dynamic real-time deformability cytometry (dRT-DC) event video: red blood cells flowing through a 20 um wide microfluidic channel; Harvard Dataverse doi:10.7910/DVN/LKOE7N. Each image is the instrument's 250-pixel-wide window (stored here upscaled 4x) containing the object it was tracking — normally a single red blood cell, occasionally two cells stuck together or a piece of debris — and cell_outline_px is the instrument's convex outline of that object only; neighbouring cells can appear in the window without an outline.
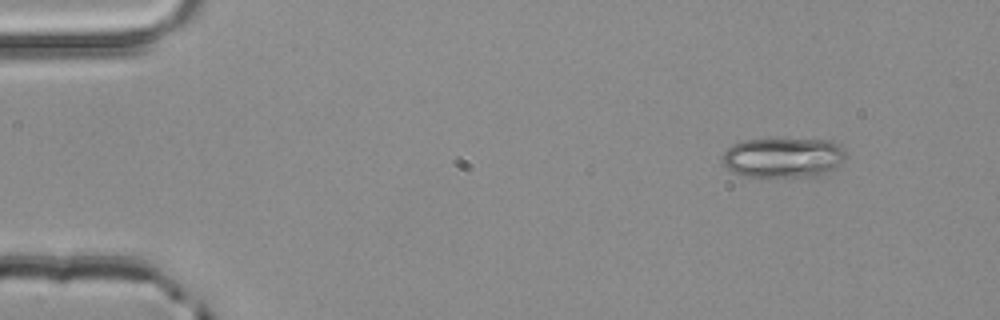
{"species": "common noctule bat (a hibernating species)", "species_latin": "Nyctalus noctula", "temperature_condition": "room temperature", "stored_images_in_passage": 3, "camera_frame_rate_fps": 3000, "um_per_image_px": 0.085, "animal": {"sex": "male", "body_mass_g": 20.4}, "frame": {"image": 1, "passage_image": 1, "time_ms": 0.0, "image_size_px": [1000, 320], "cell_outline_px": [[848, 152], [844, 160], [836, 168], [820, 176], [744, 176], [732, 172], [720, 160], [724, 152], [732, 144], [744, 140], [832, 140], [840, 144]], "centroid_in_image_um": [66.62, 13.4], "position_along_channel_um": 18.4, "area_um2": 28.84}}